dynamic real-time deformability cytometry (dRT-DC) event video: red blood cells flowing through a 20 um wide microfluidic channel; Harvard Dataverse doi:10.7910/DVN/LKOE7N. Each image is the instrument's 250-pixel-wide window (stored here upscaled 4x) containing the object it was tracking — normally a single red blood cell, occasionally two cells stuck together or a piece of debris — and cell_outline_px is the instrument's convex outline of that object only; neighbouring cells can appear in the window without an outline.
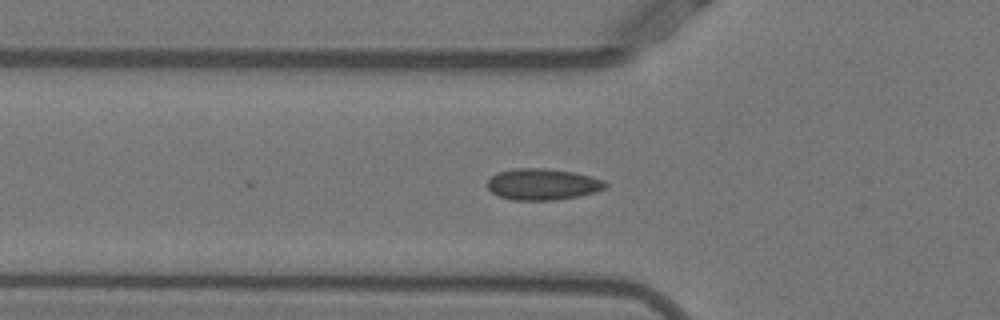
{"species": "Egyptian fruit bat (a non-hibernating species)", "species_latin": "Rousettus aegyptiacus", "temperature_condition": "warm", "stored_images_in_passage": 7, "camera_frame_rate_fps": 3000, "um_per_image_px": 0.085, "animal": {"sex": "female"}, "frame": {"image": 1, "passage_image": 7, "time_ms": 2.0, "image_size_px": [1000, 320], "cell_outline_px": [[608, 184], [604, 188], [596, 192], [580, 196], [556, 200], [512, 200], [500, 196], [492, 192], [488, 188], [488, 180], [492, 176], [500, 172], [512, 168], [544, 168], [572, 172], [592, 176], [604, 180]], "centroid_in_image_um": [46.15, 15.66], "position_along_channel_um": 79.6, "area_um2": 21.56}}